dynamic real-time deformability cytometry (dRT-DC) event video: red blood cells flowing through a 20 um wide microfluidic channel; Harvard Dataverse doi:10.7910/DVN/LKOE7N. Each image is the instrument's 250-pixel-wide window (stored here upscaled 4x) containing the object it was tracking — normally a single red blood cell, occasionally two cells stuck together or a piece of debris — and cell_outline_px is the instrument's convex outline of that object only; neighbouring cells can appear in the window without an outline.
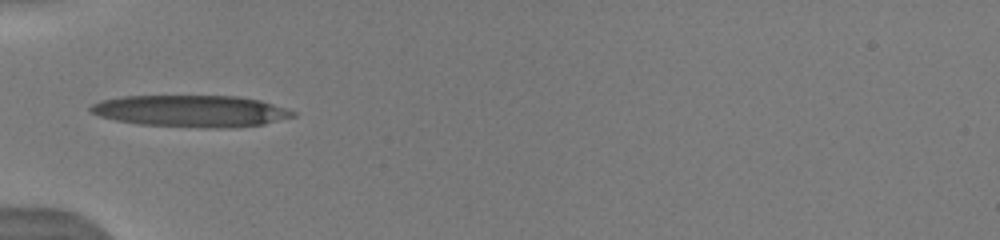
{"species": "human", "species_latin": "Homo sapiens", "temperature_condition": "warm", "stored_images_in_passage": 42, "camera_frame_rate_fps": 3000, "um_per_image_px": 0.085, "donor": {"sex": "male"}, "frame": {"image": 1, "passage_image": 1, "time_ms": 0.0, "image_size_px": [1000, 240], "cell_outline_px": [[296, 116], [264, 124], [232, 128], [216, 128], [140, 124], [116, 120], [100, 116], [92, 112], [88, 108], [92, 104], [100, 100], [124, 96], [236, 96], [260, 100], [296, 112]], "centroid_in_image_um": [16.25, 9.44], "position_along_channel_um": 68.8, "area_um2": 37.22}, "authors_computed_cell_mechanics": {"area_um2": 36.4718, "velocity_mm_per_s": 4.0784, "shape_relaxation_time_tau1_ms": null, "shape_relaxation_time_tau2_ms": 2.6866, "deformation_change_tau1": null, "deformation_change_tau2": 0.178}}